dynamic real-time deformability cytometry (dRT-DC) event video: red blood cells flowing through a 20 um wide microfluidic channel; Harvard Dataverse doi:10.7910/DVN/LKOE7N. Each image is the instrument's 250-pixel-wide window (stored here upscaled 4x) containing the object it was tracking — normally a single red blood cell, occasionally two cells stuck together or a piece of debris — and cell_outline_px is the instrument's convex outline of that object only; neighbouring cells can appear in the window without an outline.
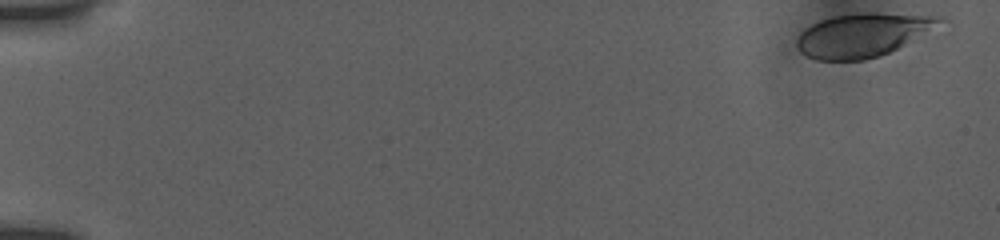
{"species": "human", "species_latin": "Homo sapiens", "temperature_condition": "room temperature", "stored_images_in_passage": 40, "camera_frame_rate_fps": 3000, "um_per_image_px": 0.085, "donor": {"sex": "female"}, "frame": {"image": 1, "passage_image": 1, "time_ms": 0.0, "image_size_px": [1000, 240], "cell_outline_px": [[940, 20], [904, 44], [880, 56], [864, 60], [816, 60], [800, 52], [796, 44], [796, 40], [800, 32], [804, 28], [820, 20], [832, 16], [928, 16]], "centroid_in_image_um": [73.04, 3.07], "position_along_channel_um": 12.0, "area_um2": 33.47}}
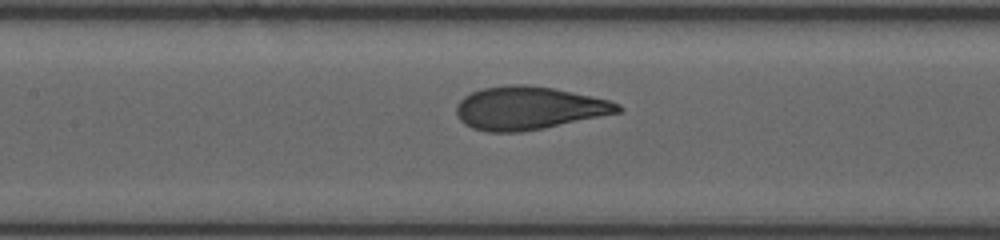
{"frame": {"image": 2, "passage_image": 22, "time_ms": 8.333, "image_size_px": [1000, 240], "cell_outline_px": [[624, 108], [620, 112], [544, 128], [520, 132], [488, 132], [472, 128], [464, 124], [460, 120], [456, 112], [456, 104], [464, 96], [472, 92], [484, 88], [508, 84], [528, 84], [552, 88], [608, 100], [620, 104]], "centroid_in_image_um": [44.91, 9.19], "position_along_channel_um": 162.5, "area_um2": 40.4}}
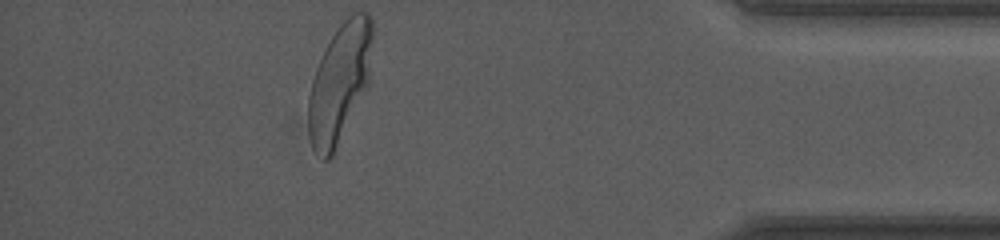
{"frame": {"image": 3, "passage_image": 40, "time_ms": 15.667, "image_size_px": [1000, 240], "cell_outline_px": [[372, 40], [368, 84], [332, 152], [324, 160], [312, 148], [308, 136], [308, 96], [312, 80], [316, 68], [332, 36], [340, 24], [352, 12], [368, 12], [372, 16]], "centroid_in_image_um": [28.85, 6.96], "position_along_channel_um": 406.3, "area_um2": 43.18}, "authors_computed_cell_mechanics": {"area_um2": 39.7953, "velocity_mm_per_s": 3.8303, "shape_relaxation_time_tau1_ms": 3.3266, "shape_relaxation_time_tau2_ms": null, "deformation_change_tau1": 0.1879, "deformation_change_tau2": null}}